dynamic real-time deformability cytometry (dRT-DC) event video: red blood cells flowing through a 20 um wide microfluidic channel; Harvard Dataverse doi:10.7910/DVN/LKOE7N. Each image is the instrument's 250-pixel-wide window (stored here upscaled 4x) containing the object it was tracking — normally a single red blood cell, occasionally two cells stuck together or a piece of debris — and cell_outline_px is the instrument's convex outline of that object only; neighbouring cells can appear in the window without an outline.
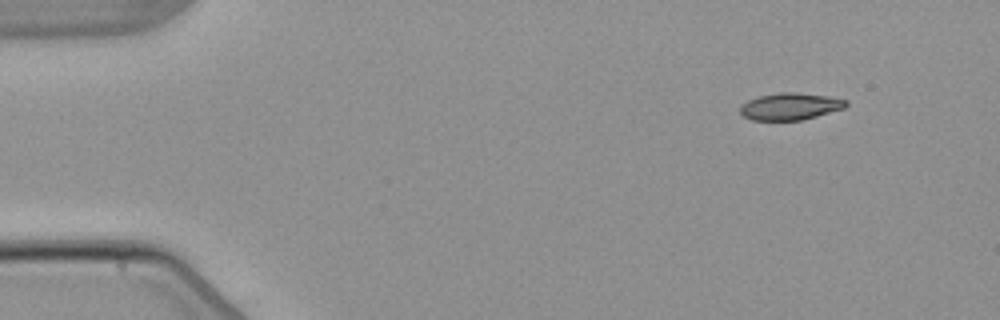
{"species": "common noctule bat (a hibernating species)", "species_latin": "Nyctalus noctula", "temperature_condition": "warm", "stored_images_in_passage": 2, "camera_frame_rate_fps": 3000, "um_per_image_px": 0.085, "animal": {"sex": "male", "body_mass_g": 21.5, "forearm_length_mm": 52.0}, "frame": {"image": 1, "passage_image": 2, "time_ms": 1.333, "image_size_px": [1000, 320], "cell_outline_px": [[848, 104], [844, 108], [816, 116], [800, 120], [752, 120], [744, 116], [740, 112], [740, 104], [748, 100], [760, 96], [780, 92], [796, 92], [828, 96], [848, 100]], "centroid_in_image_um": [67.16, 9.04], "position_along_channel_um": 17.8, "area_um2": 16.59}}